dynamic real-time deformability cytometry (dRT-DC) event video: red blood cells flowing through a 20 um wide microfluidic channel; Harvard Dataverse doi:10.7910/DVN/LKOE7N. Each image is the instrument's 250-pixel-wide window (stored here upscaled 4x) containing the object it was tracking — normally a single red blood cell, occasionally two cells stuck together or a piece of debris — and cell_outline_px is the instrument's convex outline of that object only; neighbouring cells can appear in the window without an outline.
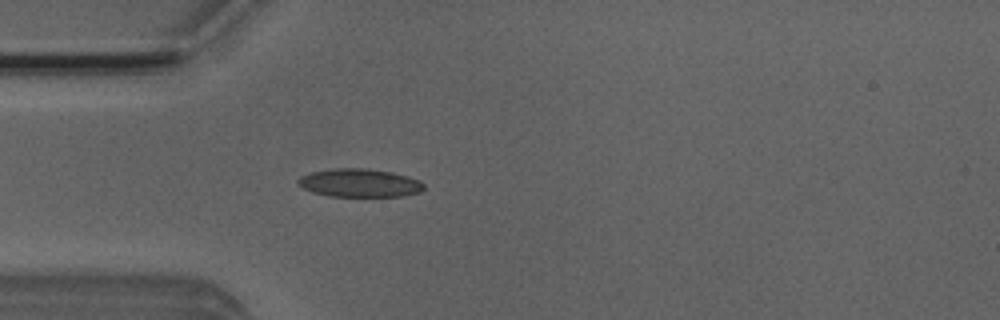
{"species": "Egyptian fruit bat (a non-hibernating species)", "species_latin": "Rousettus aegyptiacus", "temperature_condition": "room temperature", "stored_images_in_passage": 4, "camera_frame_rate_fps": 3000, "um_per_image_px": 0.085, "animal": {"sex": "male"}, "frame": {"image": 1, "passage_image": 4, "time_ms": 1.0, "image_size_px": [1000, 320], "cell_outline_px": [[424, 188], [420, 192], [404, 196], [328, 196], [312, 192], [296, 184], [296, 180], [300, 176], [312, 172], [336, 168], [368, 168], [392, 172], [408, 176], [420, 180], [424, 184]], "centroid_in_image_um": [30.56, 15.55], "position_along_channel_um": 54.4, "area_um2": 20.87}}